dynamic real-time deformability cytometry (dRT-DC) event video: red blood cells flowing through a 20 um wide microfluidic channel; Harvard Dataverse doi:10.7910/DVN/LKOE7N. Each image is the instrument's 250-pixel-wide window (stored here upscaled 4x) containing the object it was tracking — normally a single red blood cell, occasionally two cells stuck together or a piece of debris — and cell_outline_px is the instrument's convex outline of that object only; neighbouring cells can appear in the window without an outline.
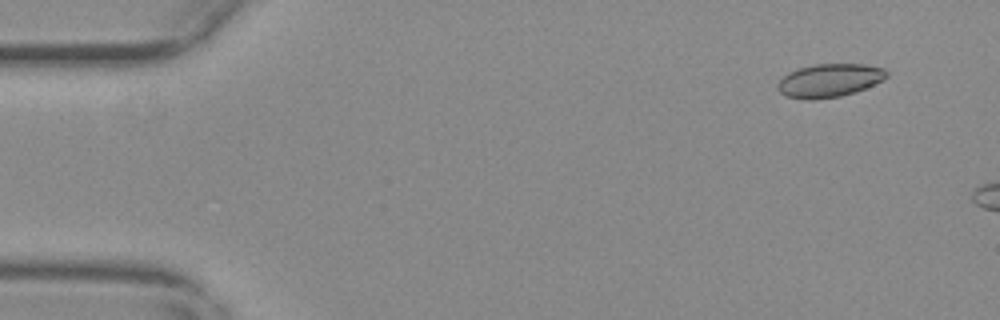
{"species": "common noctule bat (a hibernating species)", "species_latin": "Nyctalus noctula", "temperature_condition": "warm", "stored_images_in_passage": 10, "camera_frame_rate_fps": 3000, "um_per_image_px": 0.085, "animal": {"sex": "female", "body_mass_g": 29.2, "forearm_length_mm": 56.3}, "frame": {"image": 1, "passage_image": 5, "time_ms": 1.333, "image_size_px": [1000, 320], "cell_outline_px": [[888, 76], [864, 88], [840, 96], [812, 100], [808, 100], [784, 96], [776, 88], [776, 84], [788, 72], [796, 68], [816, 64], [864, 64], [884, 68], [888, 72]], "centroid_in_image_um": [70.43, 6.83], "position_along_channel_um": 14.6, "area_um2": 21.1}}